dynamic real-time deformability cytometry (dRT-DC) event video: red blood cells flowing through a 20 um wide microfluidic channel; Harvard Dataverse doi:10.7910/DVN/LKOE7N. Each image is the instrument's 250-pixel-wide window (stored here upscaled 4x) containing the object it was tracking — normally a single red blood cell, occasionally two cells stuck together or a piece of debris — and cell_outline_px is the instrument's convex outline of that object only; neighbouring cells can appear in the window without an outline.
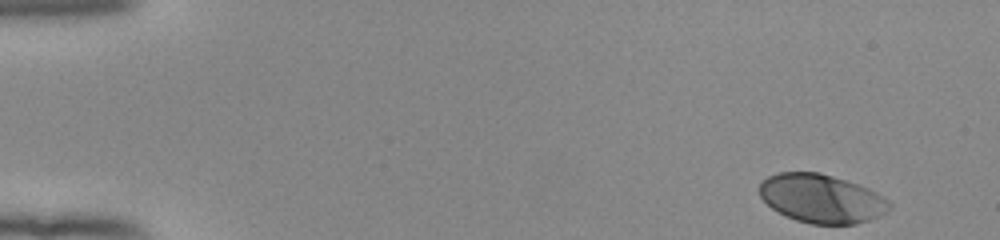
{"species": "human", "species_latin": "Homo sapiens", "temperature_condition": "room temperature", "stored_images_in_passage": 50, "camera_frame_rate_fps": 3000, "um_per_image_px": 0.085, "donor": {"sex": "female"}, "frame": {"image": 1, "passage_image": 1, "time_ms": 0.0, "image_size_px": [1000, 240], "cell_outline_px": [[892, 204], [884, 212], [868, 220], [856, 224], [812, 224], [796, 220], [784, 216], [772, 208], [760, 196], [760, 180], [768, 176], [780, 172], [820, 172], [868, 188], [888, 200]], "centroid_in_image_um": [69.78, 16.87], "position_along_channel_um": 15.2, "area_um2": 36.53}}
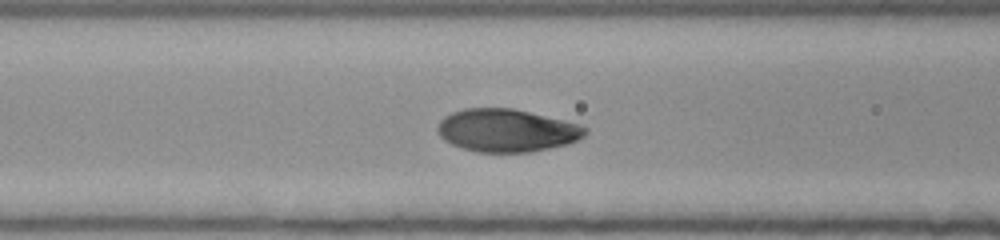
{"frame": {"image": 2, "passage_image": 20, "time_ms": 6.333, "image_size_px": [1000, 240], "cell_outline_px": [[588, 132], [584, 136], [568, 144], [532, 152], [476, 152], [460, 148], [444, 140], [440, 136], [436, 128], [440, 120], [444, 116], [452, 112], [464, 108], [512, 108], [580, 124], [588, 128]], "centroid_in_image_um": [43.06, 11.09], "position_along_channel_um": 123.5, "area_um2": 36.99}}
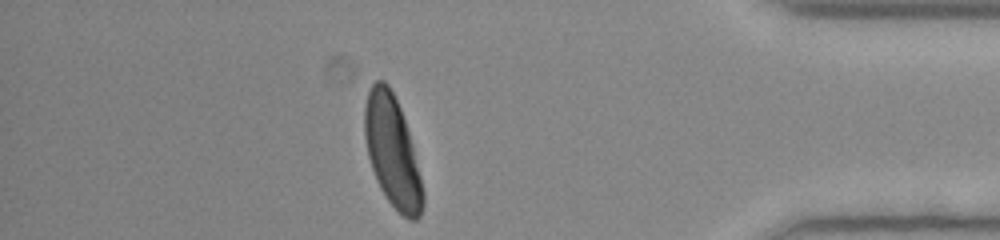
{"frame": {"image": 3, "passage_image": 44, "time_ms": 14.333, "image_size_px": [1000, 240], "cell_outline_px": [[424, 204], [420, 216], [416, 220], [408, 220], [388, 200], [380, 188], [376, 180], [368, 156], [364, 136], [364, 104], [368, 92], [372, 84], [376, 80], [384, 80], [388, 84], [400, 108], [412, 144], [424, 192]], "centroid_in_image_um": [33.33, 12.88], "position_along_channel_um": 401.9, "area_um2": 37.34}, "authors_computed_cell_mechanics": {"area_um2": 37.3388, "velocity_mm_per_s": 3.8931, "shape_relaxation_time_tau1_ms": 1.8649, "shape_relaxation_time_tau2_ms": null, "deformation_change_tau1": 0.161, "deformation_change_tau2": null}}